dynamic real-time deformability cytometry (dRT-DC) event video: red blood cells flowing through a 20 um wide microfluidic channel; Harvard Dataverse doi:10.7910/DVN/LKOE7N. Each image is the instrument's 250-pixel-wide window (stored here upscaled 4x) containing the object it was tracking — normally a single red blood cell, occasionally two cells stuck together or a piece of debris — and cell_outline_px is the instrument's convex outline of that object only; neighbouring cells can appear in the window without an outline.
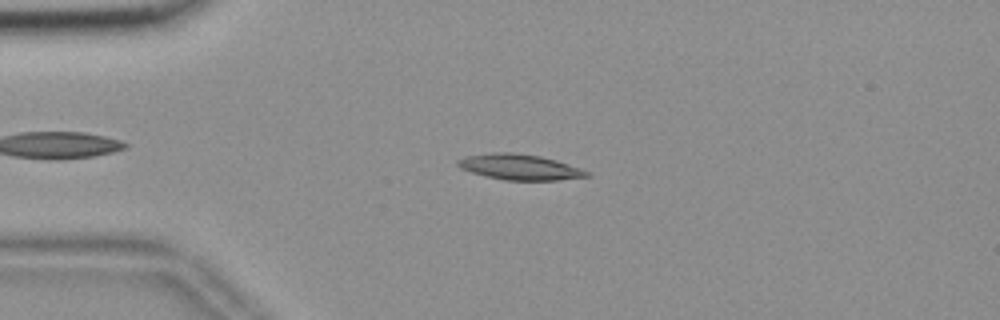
{"species": "common noctule bat (a hibernating species)", "species_latin": "Nyctalus noctula", "temperature_condition": "room temperature", "stored_images_in_passage": 54, "camera_frame_rate_fps": 3000, "um_per_image_px": 0.085, "animal": {"sex": "female", "body_mass_g": 18.4}, "frame": {"image": 1, "passage_image": 12, "time_ms": 3.667, "image_size_px": [1000, 320], "cell_outline_px": [[592, 176], [556, 180], [508, 180], [488, 176], [472, 172], [460, 168], [456, 164], [456, 160], [468, 156], [496, 152], [512, 152], [540, 156], [556, 160], [580, 168], [588, 172]], "centroid_in_image_um": [44.18, 14.19], "position_along_channel_um": 40.8, "area_um2": 18.96}}
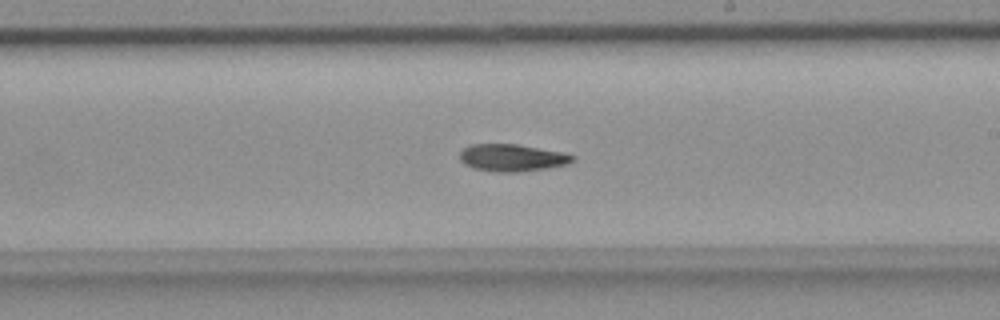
{"frame": {"image": 2, "passage_image": 31, "time_ms": 10.0, "image_size_px": [1000, 320], "cell_outline_px": [[576, 160], [568, 164], [544, 168], [516, 172], [500, 172], [472, 168], [464, 164], [460, 160], [460, 152], [468, 144], [516, 144], [560, 152], [576, 156]], "centroid_in_image_um": [43.5, 13.4], "position_along_channel_um": 245.5, "area_um2": 17.74}}
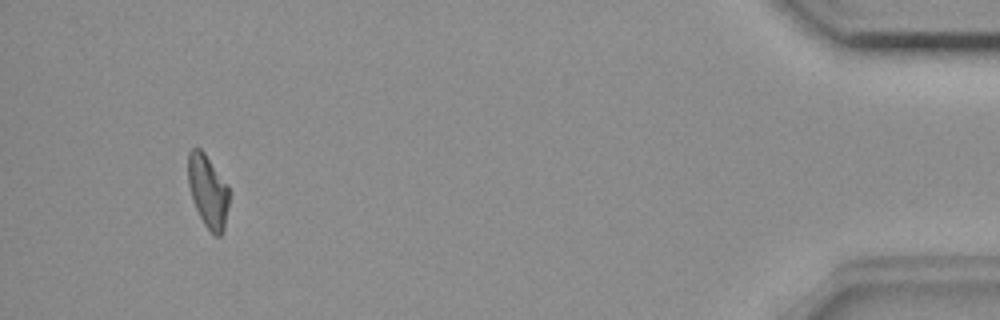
{"frame": {"image": 3, "passage_image": 51, "time_ms": 16.667, "image_size_px": [1000, 320], "cell_outline_px": [[228, 204], [224, 228], [220, 236], [216, 236], [204, 224], [192, 200], [188, 184], [188, 152], [192, 148], [200, 148], [204, 152], [228, 184]], "centroid_in_image_um": [17.66, 16.22], "position_along_channel_um": 417.5, "area_um2": 17.28}, "authors_computed_cell_mechanics": {"area_um2": 18.0625, "velocity_mm_per_s": 3.6597, "shape_relaxation_time_tau1_ms": 9.3557, "shape_relaxation_time_tau2_ms": 9.7592, "deformation_change_tau1": 0.2034, "deformation_change_tau2": 0.1786}}